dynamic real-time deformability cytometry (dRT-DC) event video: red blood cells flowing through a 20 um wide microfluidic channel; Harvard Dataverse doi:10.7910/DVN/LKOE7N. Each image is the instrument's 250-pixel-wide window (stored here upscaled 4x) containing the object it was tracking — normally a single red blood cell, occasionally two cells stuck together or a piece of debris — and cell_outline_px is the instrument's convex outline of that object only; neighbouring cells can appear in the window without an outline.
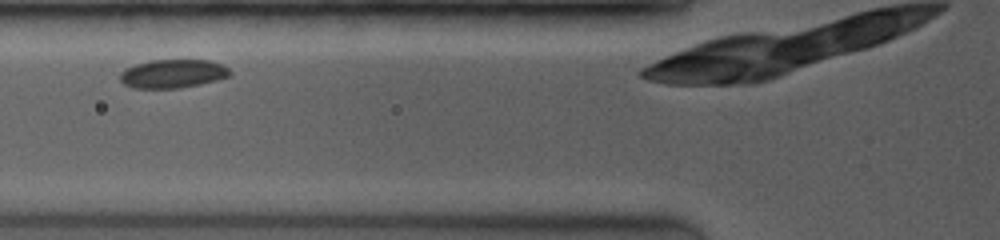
{"species": "common noctule bat (a hibernating species)", "species_latin": "Nyctalus noctula", "temperature_condition": "room temperature", "stored_images_in_passage": 5, "camera_frame_rate_fps": 3500, "um_per_image_px": 0.085, "animal": {"sex": "female", "body_mass_g": 19.0, "forearm_length_mm": 53.3}, "frame": {"image": 1, "passage_image": 3, "time_ms": 1.714, "image_size_px": [1000, 240], "cell_outline_px": [[232, 72], [228, 76], [216, 80], [200, 84], [180, 88], [132, 88], [124, 84], [120, 80], [120, 72], [124, 68], [136, 64], [152, 60], [208, 60], [220, 64], [228, 68]], "centroid_in_image_um": [14.65, 6.26], "position_along_channel_um": 111.1, "area_um2": 18.26}}